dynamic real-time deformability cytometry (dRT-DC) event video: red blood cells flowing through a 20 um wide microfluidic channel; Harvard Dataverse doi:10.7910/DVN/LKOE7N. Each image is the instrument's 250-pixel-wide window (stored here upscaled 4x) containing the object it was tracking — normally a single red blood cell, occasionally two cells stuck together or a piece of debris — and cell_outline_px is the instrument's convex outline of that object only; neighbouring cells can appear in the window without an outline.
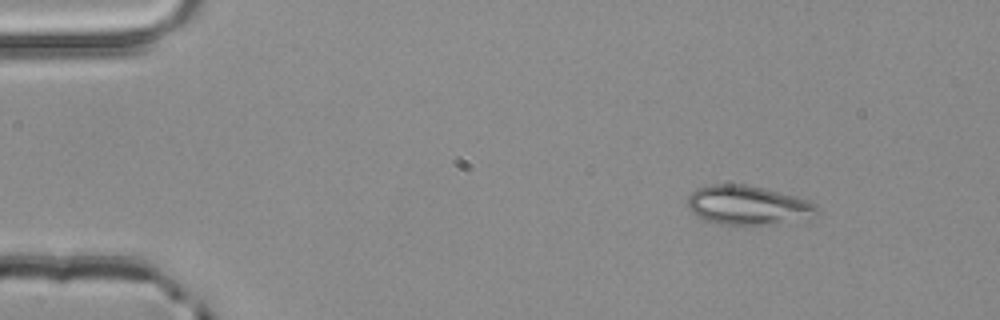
{"species": "common noctule bat (a hibernating species)", "species_latin": "Nyctalus noctula", "temperature_condition": "room temperature", "stored_images_in_passage": 2, "camera_frame_rate_fps": 3000, "um_per_image_px": 0.085, "animal": {"sex": "male", "body_mass_g": 20.4}, "frame": {"image": 1, "passage_image": 1, "time_ms": 0.0, "image_size_px": [1000, 320], "cell_outline_px": [[820, 212], [808, 220], [768, 224], [720, 224], [704, 220], [692, 212], [688, 204], [688, 196], [692, 192], [700, 188], [712, 184], [744, 184], [796, 196], [808, 200], [816, 204]], "centroid_in_image_um": [63.63, 17.45], "position_along_channel_um": 21.4, "area_um2": 29.48}}